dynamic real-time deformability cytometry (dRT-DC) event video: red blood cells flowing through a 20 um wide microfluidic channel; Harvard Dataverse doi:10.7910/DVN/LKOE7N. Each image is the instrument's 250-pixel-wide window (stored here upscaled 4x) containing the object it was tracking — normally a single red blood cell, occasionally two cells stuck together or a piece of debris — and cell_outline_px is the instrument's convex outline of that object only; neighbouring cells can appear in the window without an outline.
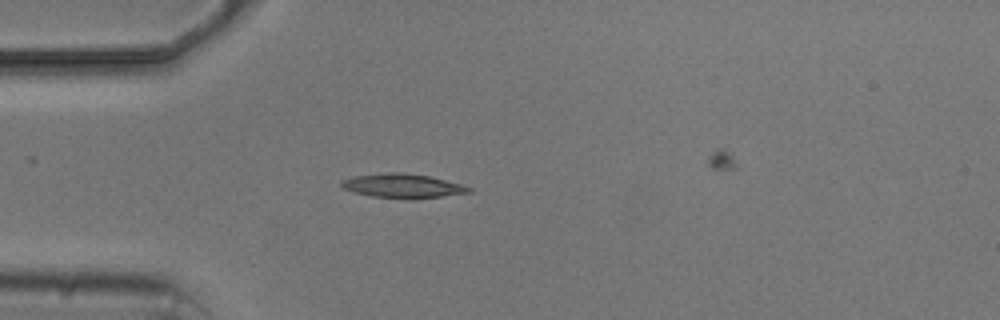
{"species": "common noctule bat (a hibernating species)", "species_latin": "Nyctalus noctula", "temperature_condition": "cold", "stored_images_in_passage": 4, "camera_frame_rate_fps": 3000, "um_per_image_px": 0.085, "animal": {"sex": "male", "body_mass_g": 20.5, "forearm_length_mm": 52.5}, "frame": {"image": 1, "passage_image": 2, "time_ms": 1.333, "image_size_px": [1000, 320], "cell_outline_px": [[472, 192], [440, 196], [372, 196], [356, 192], [344, 188], [340, 184], [340, 180], [352, 176], [380, 172], [400, 172], [428, 176], [460, 184], [472, 188]], "centroid_in_image_um": [34.15, 15.74], "position_along_channel_um": 50.8, "area_um2": 16.99}}